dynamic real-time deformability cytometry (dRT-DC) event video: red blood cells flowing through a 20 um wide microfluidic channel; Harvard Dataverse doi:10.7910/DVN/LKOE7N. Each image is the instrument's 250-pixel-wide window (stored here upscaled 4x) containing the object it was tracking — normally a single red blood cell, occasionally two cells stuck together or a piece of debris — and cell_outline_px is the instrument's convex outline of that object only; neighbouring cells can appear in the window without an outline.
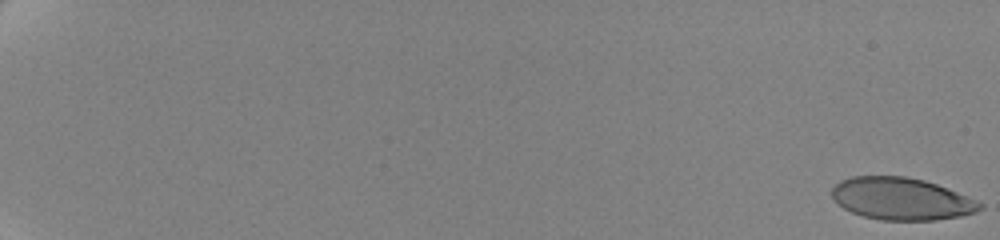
{"species": "human", "species_latin": "Homo sapiens", "temperature_condition": "cold", "stored_images_in_passage": 13, "camera_frame_rate_fps": 3000, "um_per_image_px": 0.085, "donor": {"sex": "female"}, "frame": {"image": 1, "passage_image": 1, "time_ms": 0.0, "image_size_px": [1000, 240], "cell_outline_px": [[984, 208], [976, 212], [960, 216], [936, 220], [884, 220], [864, 216], [852, 212], [844, 208], [832, 196], [832, 188], [840, 180], [852, 176], [904, 176], [924, 180], [936, 184], [976, 200], [984, 204]], "centroid_in_image_um": [76.63, 16.89], "position_along_channel_um": 8.4, "area_um2": 36.18}}
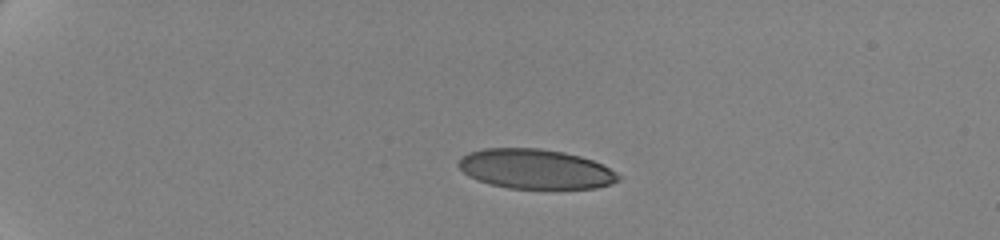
{"frame": {"image": 2, "passage_image": 8, "time_ms": 5.333, "image_size_px": [1000, 240], "cell_outline_px": [[620, 180], [612, 184], [596, 188], [508, 188], [488, 184], [476, 180], [468, 176], [456, 164], [460, 156], [468, 152], [484, 148], [540, 148], [564, 152], [580, 156], [592, 160], [616, 172], [620, 176]], "centroid_in_image_um": [45.46, 14.36], "position_along_channel_um": 39.5, "area_um2": 37.17}}
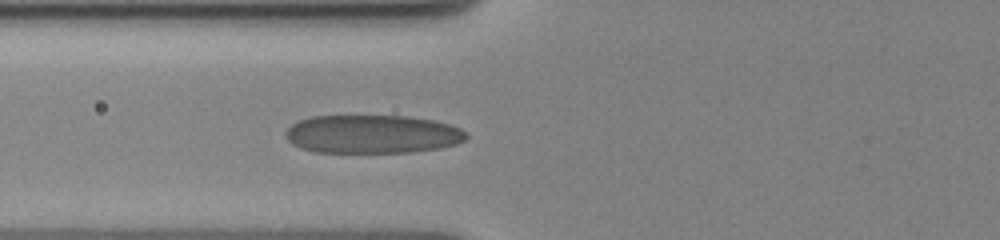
{"frame": {"image": 3, "passage_image": 13, "time_ms": 9.0, "image_size_px": [1000, 240], "cell_outline_px": [[468, 136], [464, 140], [456, 144], [440, 148], [412, 152], [316, 152], [300, 148], [292, 144], [284, 136], [284, 132], [292, 124], [300, 120], [312, 116], [408, 116], [432, 120], [448, 124], [460, 128]], "centroid_in_image_um": [31.62, 11.4], "position_along_channel_um": 94.2, "area_um2": 40.46}}